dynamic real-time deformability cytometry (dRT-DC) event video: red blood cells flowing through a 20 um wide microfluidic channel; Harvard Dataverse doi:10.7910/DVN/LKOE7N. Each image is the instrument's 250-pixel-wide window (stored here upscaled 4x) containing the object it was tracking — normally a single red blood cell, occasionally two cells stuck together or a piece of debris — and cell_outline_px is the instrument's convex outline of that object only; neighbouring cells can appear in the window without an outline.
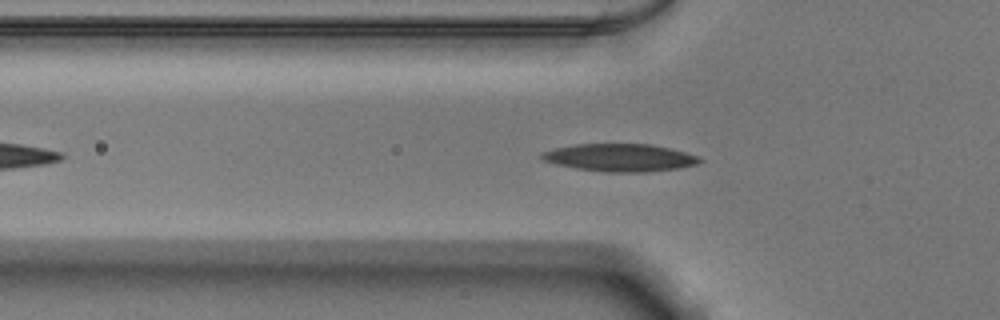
{"species": "Egyptian fruit bat (a non-hibernating species)", "species_latin": "Rousettus aegyptiacus", "temperature_condition": "warm", "stored_images_in_passage": 39, "camera_frame_rate_fps": 3000, "um_per_image_px": 0.085, "animal": {"sex": "male"}, "frame": {"image": 1, "passage_image": 9, "time_ms": 2.667, "image_size_px": [1000, 320], "cell_outline_px": [[704, 160], [696, 164], [680, 168], [644, 172], [608, 172], [576, 168], [556, 164], [540, 160], [540, 152], [556, 148], [576, 144], [652, 144], [700, 156]], "centroid_in_image_um": [52.68, 13.4], "position_along_channel_um": 73.1, "area_um2": 25.43}}
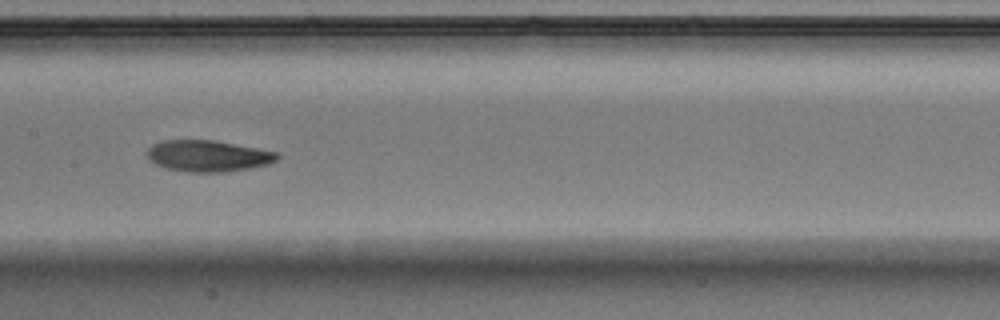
{"frame": {"image": 2, "passage_image": 18, "time_ms": 5.667, "image_size_px": [1000, 320], "cell_outline_px": [[280, 156], [276, 160], [268, 164], [252, 168], [224, 172], [188, 172], [164, 168], [148, 160], [148, 148], [152, 144], [164, 140], [216, 140], [280, 152]], "centroid_in_image_um": [17.71, 13.25], "position_along_channel_um": 189.7, "area_um2": 24.04}}
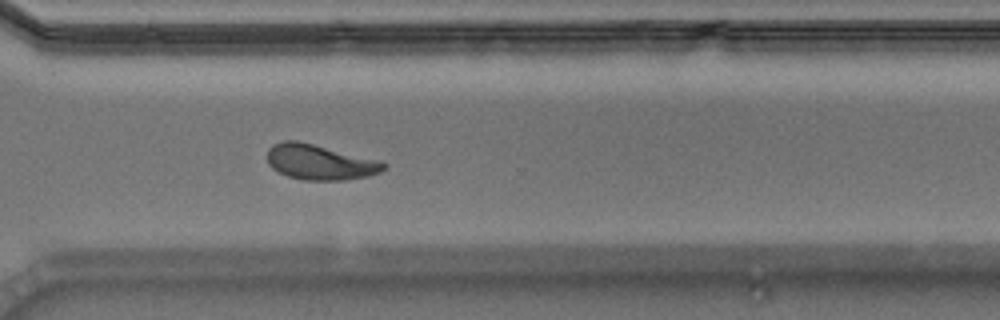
{"frame": {"image": 3, "passage_image": 30, "time_ms": 9.667, "image_size_px": [1000, 320], "cell_outline_px": [[388, 168], [380, 172], [368, 176], [344, 180], [304, 180], [288, 176], [272, 168], [268, 164], [268, 148], [272, 144], [284, 140], [296, 140], [312, 144], [388, 164]], "centroid_in_image_um": [27.13, 13.79], "position_along_channel_um": 343.5, "area_um2": 23.41}}